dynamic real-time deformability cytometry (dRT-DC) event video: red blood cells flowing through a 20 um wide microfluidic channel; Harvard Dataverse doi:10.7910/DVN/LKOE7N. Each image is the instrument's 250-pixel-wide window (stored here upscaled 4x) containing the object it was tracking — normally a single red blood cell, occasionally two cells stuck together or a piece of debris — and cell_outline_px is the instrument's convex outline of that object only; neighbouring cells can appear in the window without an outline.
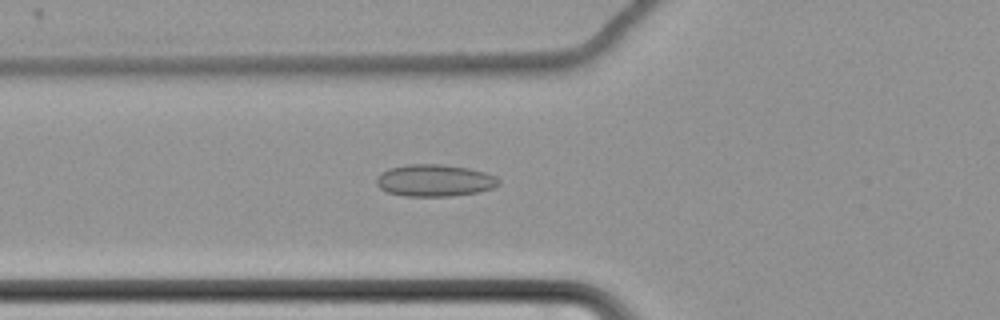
{"species": "common noctule bat (a hibernating species)", "species_latin": "Nyctalus noctula", "temperature_condition": "cold", "stored_images_in_passage": 63, "camera_frame_rate_fps": 3000, "um_per_image_px": 0.085, "animal": {"sex": "female", "body_mass_g": 22.7, "forearm_length_mm": 54.2}, "frame": {"image": 1, "passage_image": 26, "time_ms": 8.333, "image_size_px": [1000, 320], "cell_outline_px": [[500, 184], [492, 188], [480, 192], [448, 196], [404, 196], [388, 192], [380, 188], [376, 184], [376, 180], [380, 172], [388, 168], [408, 164], [440, 164], [468, 168], [484, 172], [496, 176], [500, 180]], "centroid_in_image_um": [36.93, 15.33], "position_along_channel_um": 88.9, "area_um2": 22.89}}
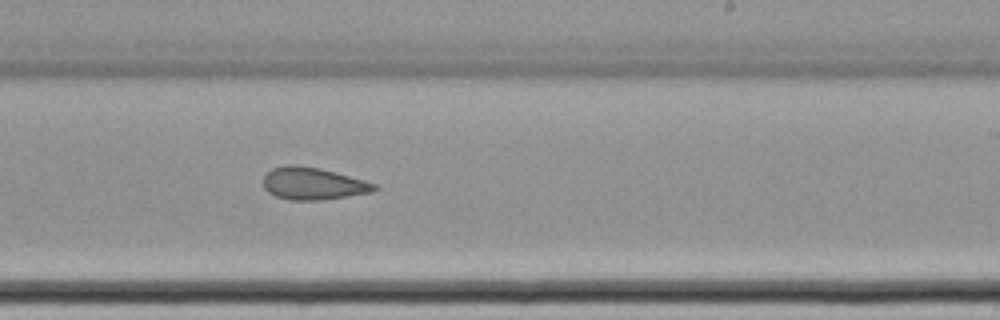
{"frame": {"image": 2, "passage_image": 41, "time_ms": 13.333, "image_size_px": [1000, 320], "cell_outline_px": [[376, 188], [372, 192], [348, 196], [320, 200], [288, 200], [276, 196], [268, 192], [264, 188], [264, 176], [272, 168], [288, 164], [292, 164], [320, 168], [336, 172], [364, 180], [376, 184]], "centroid_in_image_um": [26.59, 15.6], "position_along_channel_um": 262.4, "area_um2": 20.81}}
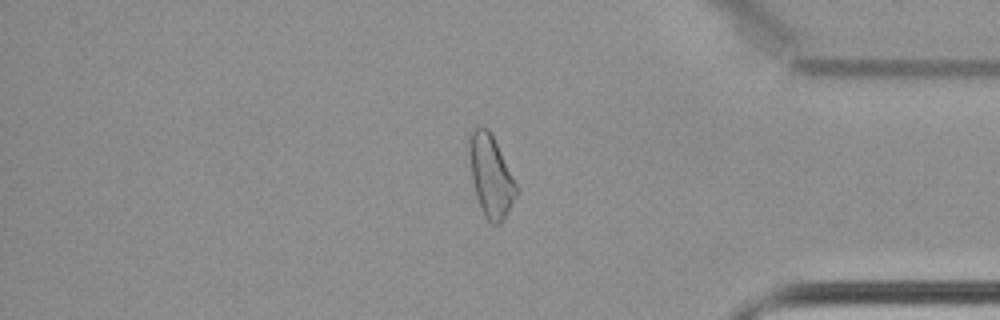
{"frame": {"image": 3, "passage_image": 54, "time_ms": 17.667, "image_size_px": [1000, 320], "cell_outline_px": [[516, 196], [500, 224], [492, 224], [484, 216], [476, 196], [472, 180], [468, 148], [468, 136], [472, 128], [476, 124], [480, 124], [488, 128], [516, 184]], "centroid_in_image_um": [41.66, 14.9], "position_along_channel_um": 393.5, "area_um2": 22.14}, "authors_computed_cell_mechanics": {"area_um2": 22.3108, "velocity_mm_per_s": 3.4758, "shape_relaxation_time_tau1_ms": null, "shape_relaxation_time_tau2_ms": 5.5812, "deformation_change_tau1": null, "deformation_change_tau2": 0.1085}}